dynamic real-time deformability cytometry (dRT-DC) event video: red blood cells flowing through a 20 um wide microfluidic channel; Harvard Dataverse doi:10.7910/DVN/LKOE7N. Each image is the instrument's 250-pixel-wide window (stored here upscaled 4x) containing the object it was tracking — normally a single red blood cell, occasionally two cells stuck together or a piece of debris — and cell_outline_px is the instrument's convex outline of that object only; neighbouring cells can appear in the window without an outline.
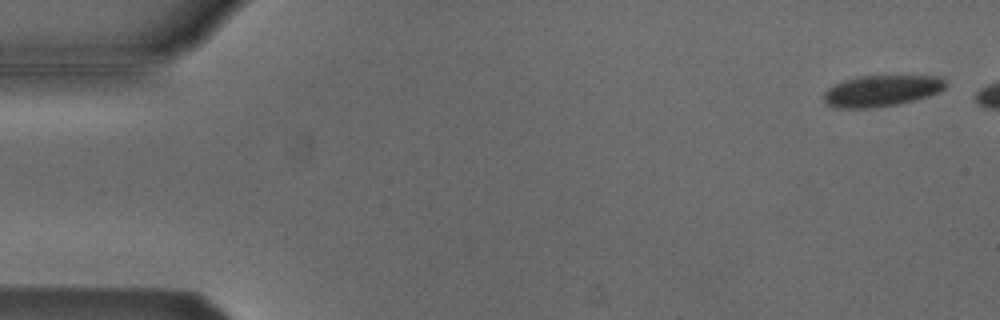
{"species": "Egyptian fruit bat (a non-hibernating species)", "species_latin": "Rousettus aegyptiacus", "temperature_condition": "cold", "stored_images_in_passage": 5, "camera_frame_rate_fps": 3000, "um_per_image_px": 0.085, "animal": {"sex": "male"}, "frame": {"image": 1, "passage_image": 1, "time_ms": 0.0, "image_size_px": [1000, 320], "cell_outline_px": [[948, 84], [940, 92], [928, 96], [896, 104], [872, 108], [836, 108], [824, 104], [824, 92], [832, 84], [856, 76], [940, 76]], "centroid_in_image_um": [74.89, 7.71], "position_along_channel_um": 10.1, "area_um2": 22.31}}
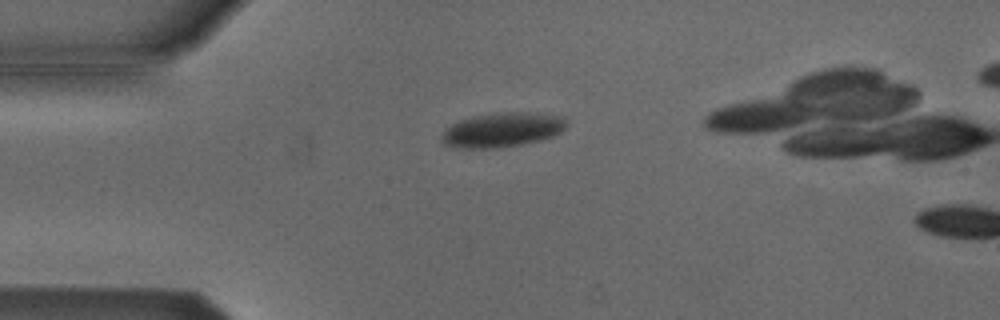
{"frame": {"image": 2, "passage_image": 4, "time_ms": 1.0, "image_size_px": [1000, 320], "cell_outline_px": [[564, 128], [560, 132], [552, 136], [540, 140], [520, 144], [496, 148], [452, 148], [444, 144], [440, 140], [440, 136], [444, 128], [460, 120], [476, 116], [496, 112], [536, 112], [560, 116], [564, 120]], "centroid_in_image_um": [42.61, 11.04], "position_along_channel_um": 42.4, "area_um2": 25.09}}